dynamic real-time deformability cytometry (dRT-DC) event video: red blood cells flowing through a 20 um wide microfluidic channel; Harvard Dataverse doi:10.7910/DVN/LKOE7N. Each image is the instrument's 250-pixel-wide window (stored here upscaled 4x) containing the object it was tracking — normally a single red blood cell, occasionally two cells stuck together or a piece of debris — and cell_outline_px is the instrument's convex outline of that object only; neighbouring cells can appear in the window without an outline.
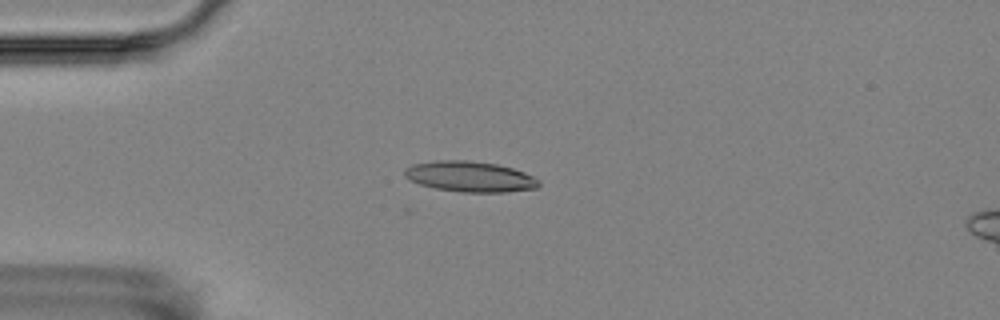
{"species": "Egyptian fruit bat (a non-hibernating species)", "species_latin": "Rousettus aegyptiacus", "temperature_condition": "room temperature", "stored_images_in_passage": 9, "camera_frame_rate_fps": 3000, "um_per_image_px": 0.085, "animal": {"sex": "female"}, "frame": {"image": 1, "passage_image": 3, "time_ms": 2.333, "image_size_px": [1000, 320], "cell_outline_px": [[540, 184], [536, 188], [508, 192], [460, 192], [436, 188], [420, 184], [408, 180], [404, 176], [404, 168], [412, 164], [432, 160], [468, 160], [496, 164], [512, 168], [524, 172], [540, 180]], "centroid_in_image_um": [39.91, 15.0], "position_along_channel_um": 45.1, "area_um2": 24.1}}
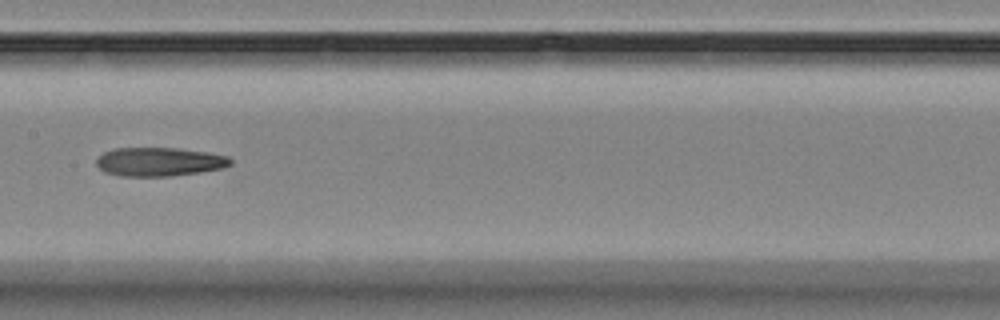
{"frame": {"image": 2, "passage_image": 7, "time_ms": 7.0, "image_size_px": [1000, 320], "cell_outline_px": [[232, 164], [224, 168], [200, 172], [172, 176], [120, 176], [104, 172], [96, 164], [96, 160], [104, 152], [112, 148], [176, 148], [208, 152], [228, 156], [232, 160]], "centroid_in_image_um": [13.55, 13.75], "position_along_channel_um": 193.8, "area_um2": 22.6}}
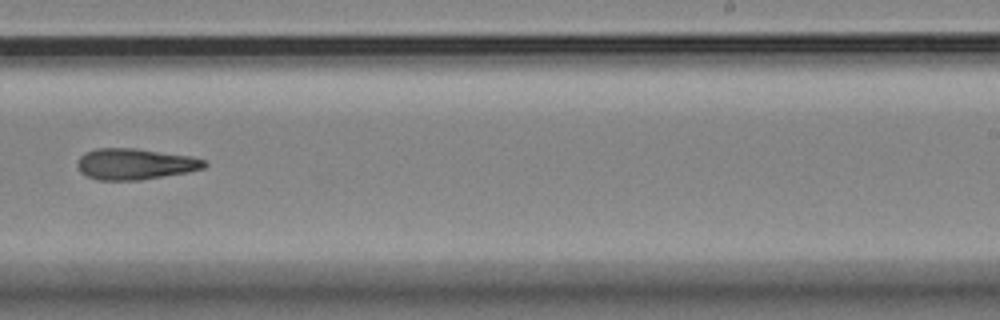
{"frame": {"image": 3, "passage_image": 9, "time_ms": 9.333, "image_size_px": [1000, 320], "cell_outline_px": [[208, 164], [204, 168], [188, 172], [140, 180], [96, 180], [80, 172], [76, 164], [80, 156], [84, 152], [96, 148], [136, 148], [192, 156], [204, 160]], "centroid_in_image_um": [11.46, 13.93], "position_along_channel_um": 277.5, "area_um2": 23.18}}